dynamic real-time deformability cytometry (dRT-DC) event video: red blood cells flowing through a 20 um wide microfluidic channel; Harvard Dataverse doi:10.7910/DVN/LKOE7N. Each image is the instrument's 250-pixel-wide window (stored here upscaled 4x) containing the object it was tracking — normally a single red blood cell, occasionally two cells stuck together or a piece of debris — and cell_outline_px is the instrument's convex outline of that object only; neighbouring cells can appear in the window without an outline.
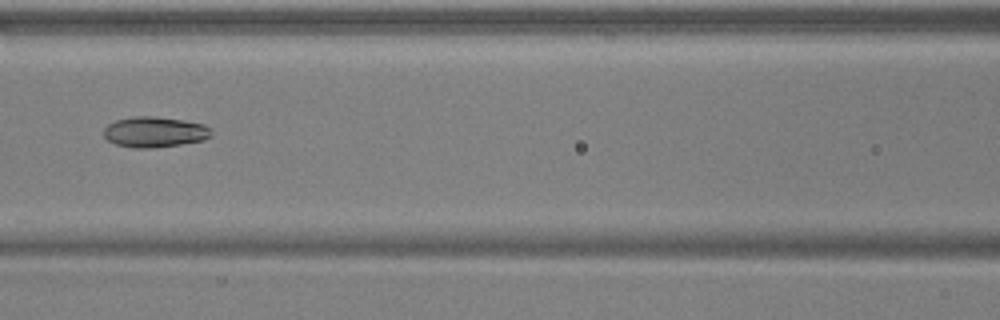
{"species": "common noctule bat (a hibernating species)", "species_latin": "Nyctalus noctula", "temperature_condition": "warm", "stored_images_in_passage": 8, "camera_frame_rate_fps": 3000, "um_per_image_px": 0.085, "animal": {"sex": "male", "body_mass_g": 17.9, "forearm_length_mm": 54.2}, "frame": {"image": 1, "passage_image": 6, "time_ms": 1.667, "image_size_px": [1000, 320], "cell_outline_px": [[212, 136], [204, 140], [180, 144], [152, 148], [132, 148], [116, 144], [108, 140], [104, 136], [104, 128], [108, 124], [116, 120], [136, 116], [152, 116], [184, 120], [204, 124], [212, 128]], "centroid_in_image_um": [13.17, 11.22], "position_along_channel_um": 153.4, "area_um2": 19.25}}
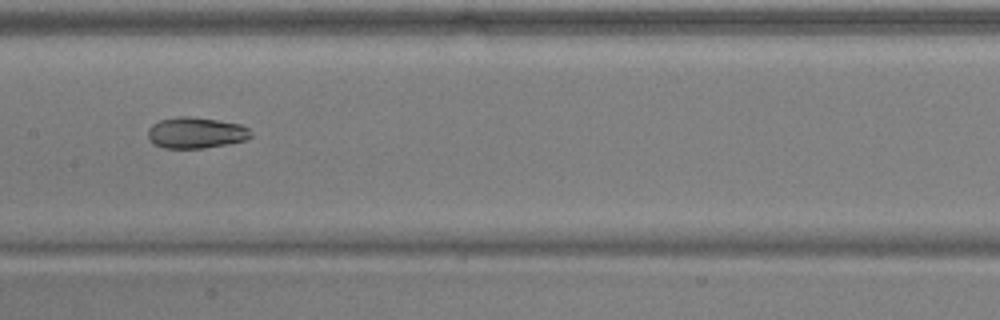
{"frame": {"image": 2, "passage_image": 7, "time_ms": 2.0, "image_size_px": [1000, 320], "cell_outline_px": [[252, 136], [244, 140], [204, 148], [164, 148], [152, 144], [148, 140], [148, 128], [152, 124], [160, 120], [176, 116], [188, 116], [216, 120], [240, 124], [248, 128]], "centroid_in_image_um": [16.58, 11.28], "position_along_channel_um": 190.8, "area_um2": 18.61}}
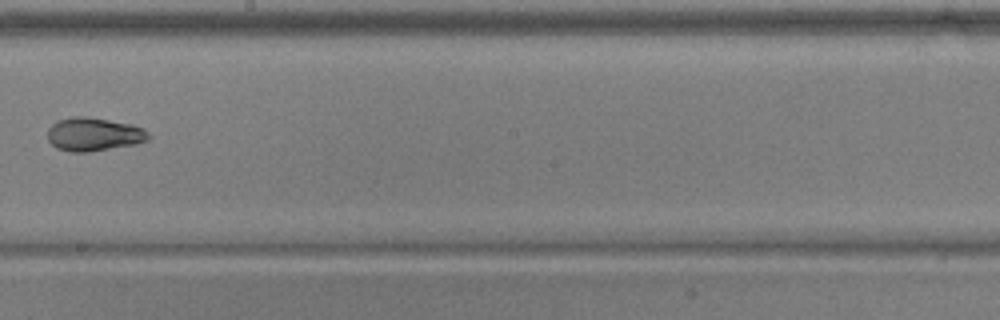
{"frame": {"image": 3, "passage_image": 8, "time_ms": 2.333, "image_size_px": [1000, 320], "cell_outline_px": [[152, 136], [148, 140], [136, 144], [88, 152], [72, 152], [56, 148], [48, 140], [48, 128], [52, 124], [60, 120], [72, 116], [88, 116], [132, 124], [144, 128]], "centroid_in_image_um": [8.0, 11.41], "position_along_channel_um": 240.2, "area_um2": 19.83}}